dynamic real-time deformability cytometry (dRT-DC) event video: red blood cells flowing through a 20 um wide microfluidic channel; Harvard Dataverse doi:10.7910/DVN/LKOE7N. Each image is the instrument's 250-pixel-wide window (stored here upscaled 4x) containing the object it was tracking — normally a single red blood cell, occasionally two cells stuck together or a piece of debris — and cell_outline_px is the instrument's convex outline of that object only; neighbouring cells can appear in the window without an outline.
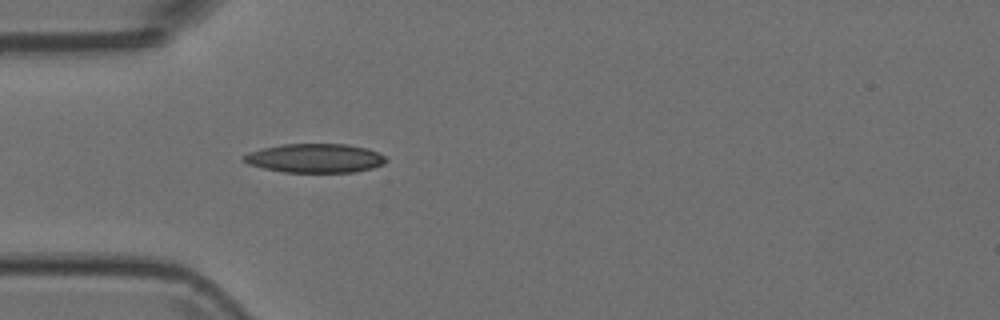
{"species": "Egyptian fruit bat (a non-hibernating species)", "species_latin": "Rousettus aegyptiacus", "temperature_condition": "room temperature", "stored_images_in_passage": 1, "camera_frame_rate_fps": 3000, "um_per_image_px": 0.085, "animal": {"sex": "female"}, "frame": {"image": 1, "passage_image": 1, "time_ms": 0.0, "image_size_px": [1000, 320], "cell_outline_px": [[388, 160], [384, 164], [372, 168], [352, 172], [284, 172], [264, 168], [248, 164], [240, 156], [248, 152], [264, 148], [284, 144], [348, 144], [368, 148], [384, 156]], "centroid_in_image_um": [26.78, 13.44], "position_along_channel_um": 58.2, "area_um2": 23.99}}